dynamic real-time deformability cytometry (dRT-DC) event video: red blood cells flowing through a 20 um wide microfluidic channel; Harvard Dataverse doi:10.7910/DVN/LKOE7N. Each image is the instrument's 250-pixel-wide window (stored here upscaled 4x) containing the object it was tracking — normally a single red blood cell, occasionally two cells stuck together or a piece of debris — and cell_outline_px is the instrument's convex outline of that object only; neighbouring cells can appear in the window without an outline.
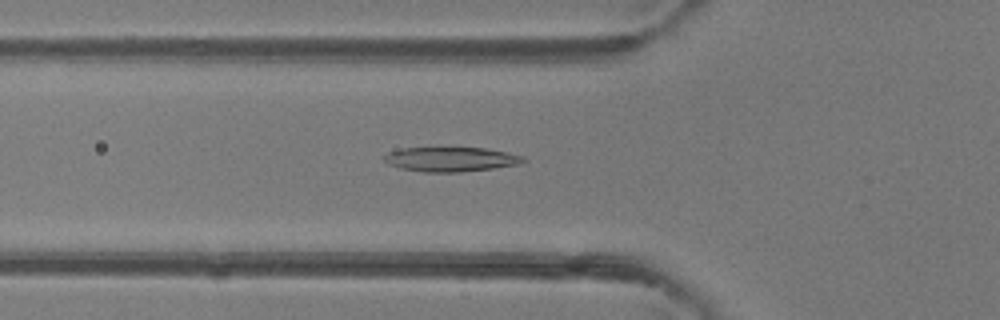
{"species": "common noctule bat (a hibernating species)", "species_latin": "Nyctalus noctula", "temperature_condition": "room temperature", "stored_images_in_passage": 46, "camera_frame_rate_fps": 3000, "um_per_image_px": 0.085, "animal": {"sex": "female"}, "frame": {"image": 1, "passage_image": 15, "time_ms": 4.667, "image_size_px": [1000, 320], "cell_outline_px": [[528, 160], [516, 164], [492, 168], [460, 172], [424, 172], [400, 168], [388, 164], [384, 160], [384, 156], [388, 152], [404, 148], [484, 148], [508, 152], [524, 156]], "centroid_in_image_um": [38.32, 13.54], "position_along_channel_um": 87.5, "area_um2": 19.71}}
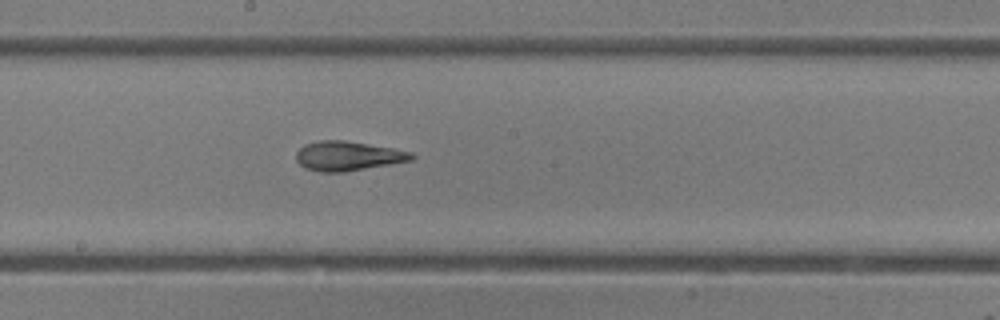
{"frame": {"image": 2, "passage_image": 24, "time_ms": 7.667, "image_size_px": [1000, 320], "cell_outline_px": [[416, 156], [412, 160], [344, 172], [320, 172], [304, 168], [296, 160], [296, 152], [304, 144], [320, 140], [344, 140], [392, 148], [412, 152]], "centroid_in_image_um": [29.54, 13.26], "position_along_channel_um": 218.7, "area_um2": 19.77}}
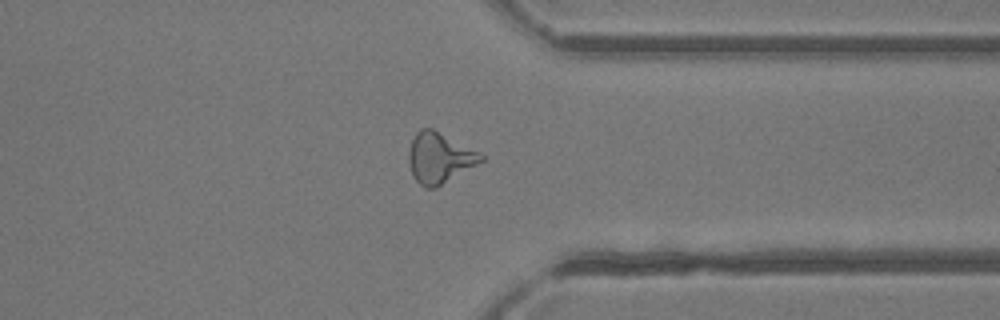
{"frame": {"image": 3, "passage_image": 35, "time_ms": 11.333, "image_size_px": [1000, 320], "cell_outline_px": [[484, 160], [436, 188], [424, 188], [412, 176], [408, 164], [408, 152], [412, 140], [416, 132], [420, 128], [432, 128], [484, 156]], "centroid_in_image_um": [37.29, 13.44], "position_along_channel_um": 374.1, "area_um2": 20.98}, "authors_computed_cell_mechanics": {"area_um2": 20.7502, "velocity_mm_per_s": 4.3428, "shape_relaxation_time_tau1_ms": 5.8881, "shape_relaxation_time_tau2_ms": 3.2088, "deformation_change_tau1": 0.2191, "deformation_change_tau2": 0.1214}}